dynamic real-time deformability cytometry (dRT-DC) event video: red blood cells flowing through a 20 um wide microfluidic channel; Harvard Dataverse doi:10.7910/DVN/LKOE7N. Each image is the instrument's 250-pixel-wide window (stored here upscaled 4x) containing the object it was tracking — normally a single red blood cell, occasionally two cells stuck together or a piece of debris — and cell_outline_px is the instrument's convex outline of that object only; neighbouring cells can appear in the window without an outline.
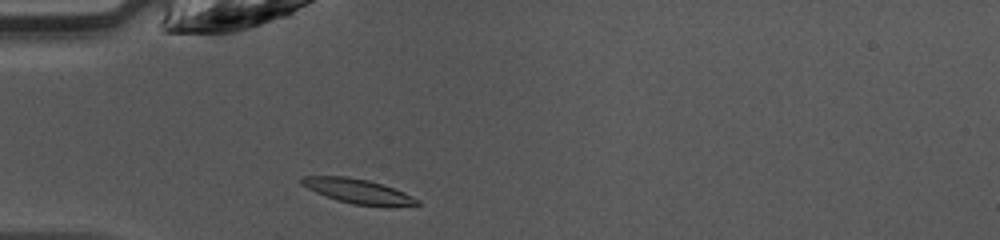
{"species": "common noctule bat (a hibernating species)", "species_latin": "Nyctalus noctula", "temperature_condition": "warm", "stored_images_in_passage": 34, "camera_frame_rate_fps": 3000, "um_per_image_px": 0.085, "animal": {"sex": "female", "body_mass_g": 10.0, "forearm_length_mm": 53.1}, "frame": {"image": 1, "passage_image": 1, "time_ms": 0.0, "image_size_px": [1000, 240], "cell_outline_px": [[420, 204], [352, 204], [336, 200], [316, 192], [300, 184], [300, 180], [304, 176], [348, 176], [368, 180], [404, 192], [420, 200]], "centroid_in_image_um": [30.32, 16.21], "position_along_channel_um": 54.7, "area_um2": 15.78}}
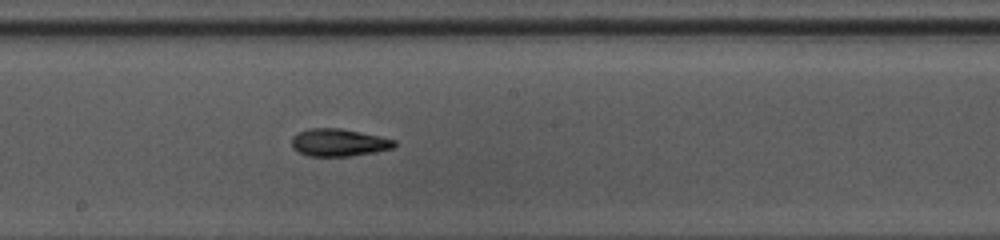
{"frame": {"image": 2, "passage_image": 13, "time_ms": 4.0, "image_size_px": [1000, 240], "cell_outline_px": [[396, 144], [392, 148], [376, 152], [348, 156], [308, 156], [292, 148], [292, 136], [296, 132], [308, 128], [340, 128], [380, 136], [396, 140]], "centroid_in_image_um": [28.77, 12.11], "position_along_channel_um": 219.4, "area_um2": 16.53}}
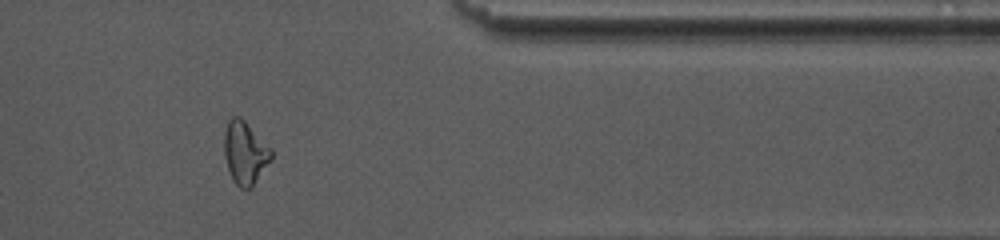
{"frame": {"image": 3, "passage_image": 26, "time_ms": 8.333, "image_size_px": [1000, 240], "cell_outline_px": [[272, 160], [252, 188], [240, 188], [232, 180], [228, 168], [224, 152], [224, 132], [228, 120], [232, 116], [240, 116], [272, 148]], "centroid_in_image_um": [20.84, 12.99], "position_along_channel_um": 390.6, "area_um2": 17.46}}